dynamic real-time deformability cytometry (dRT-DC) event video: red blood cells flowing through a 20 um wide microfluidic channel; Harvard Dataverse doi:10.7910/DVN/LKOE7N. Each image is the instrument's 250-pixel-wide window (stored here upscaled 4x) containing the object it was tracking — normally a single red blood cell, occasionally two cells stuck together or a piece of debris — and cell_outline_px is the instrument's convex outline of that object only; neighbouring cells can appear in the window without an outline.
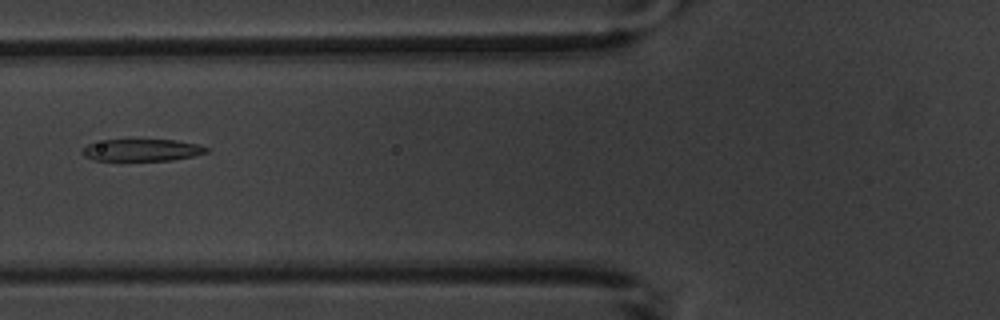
{"species": "common noctule bat (a hibernating species)", "species_latin": "Nyctalus noctula", "temperature_condition": "warm", "stored_images_in_passage": 2, "camera_frame_rate_fps": 3000, "um_per_image_px": 0.085, "animal": {"sex": "male", "body_mass_g": 20.1, "forearm_length_mm": 53.5}, "frame": {"image": 1, "passage_image": 2, "time_ms": 1.0, "image_size_px": [1000, 320], "cell_outline_px": [[208, 152], [192, 156], [172, 160], [92, 160], [84, 156], [80, 152], [88, 144], [104, 140], [128, 136], [176, 140], [200, 144], [208, 148]], "centroid_in_image_um": [12.04, 12.69], "position_along_channel_um": 113.8, "area_um2": 16.88}}